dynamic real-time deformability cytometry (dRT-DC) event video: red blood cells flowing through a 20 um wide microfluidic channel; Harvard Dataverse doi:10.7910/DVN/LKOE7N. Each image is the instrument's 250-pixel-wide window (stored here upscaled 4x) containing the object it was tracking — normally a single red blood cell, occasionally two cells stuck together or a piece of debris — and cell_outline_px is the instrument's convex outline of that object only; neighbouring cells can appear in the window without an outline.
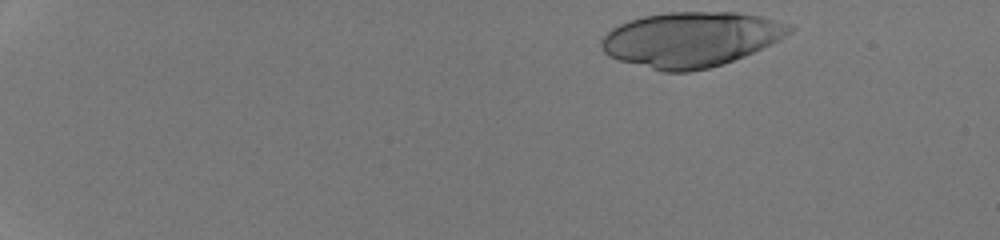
{"species": "human", "species_latin": "Homo sapiens", "temperature_condition": "room temperature", "stored_images_in_passage": 44, "camera_frame_rate_fps": 3000, "um_per_image_px": 0.085, "donor": {"sex": "male"}, "frame": {"image": 1, "passage_image": 1, "time_ms": 0.0, "image_size_px": [1000, 240], "cell_outline_px": [[796, 28], [792, 32], [744, 56], [724, 64], [708, 68], [688, 72], [664, 72], [620, 60], [608, 56], [600, 48], [600, 40], [612, 28], [628, 20], [644, 16], [668, 12], [736, 12], [760, 16], [792, 24]], "centroid_in_image_um": [58.71, 3.34], "position_along_channel_um": 26.3, "area_um2": 60.11}}